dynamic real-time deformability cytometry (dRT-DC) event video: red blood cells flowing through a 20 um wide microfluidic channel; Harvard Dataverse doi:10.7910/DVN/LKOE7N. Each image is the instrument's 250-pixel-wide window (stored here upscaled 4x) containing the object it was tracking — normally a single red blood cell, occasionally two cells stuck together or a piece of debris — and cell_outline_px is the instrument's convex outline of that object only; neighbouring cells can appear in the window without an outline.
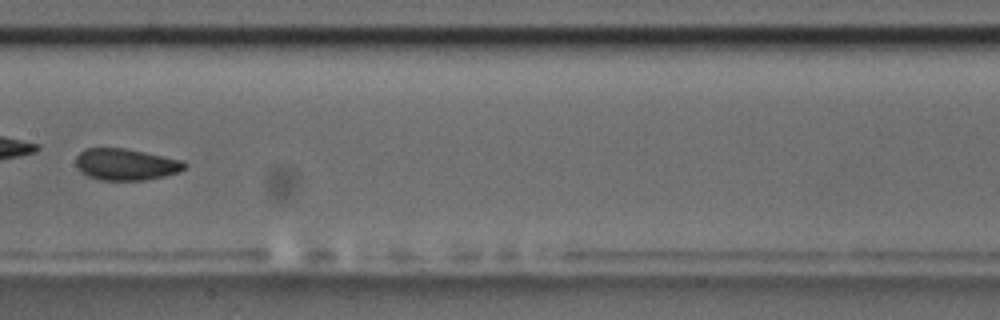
{"species": "common noctule bat (a hibernating species)", "species_latin": "Nyctalus noctula", "temperature_condition": "room temperature", "stored_images_in_passage": 11, "camera_frame_rate_fps": 3000, "um_per_image_px": 0.085, "animal": {"sex": "male", "body_mass_g": 17.5, "forearm_length_mm": 52.3}, "frame": {"image": 1, "passage_image": 8, "time_ms": 9.0, "image_size_px": [1000, 320], "cell_outline_px": [[188, 164], [180, 172], [164, 176], [144, 180], [100, 180], [88, 176], [80, 172], [76, 168], [76, 156], [84, 148], [124, 148], [184, 160]], "centroid_in_image_um": [10.69, 13.97], "position_along_channel_um": 196.7, "area_um2": 20.17}}
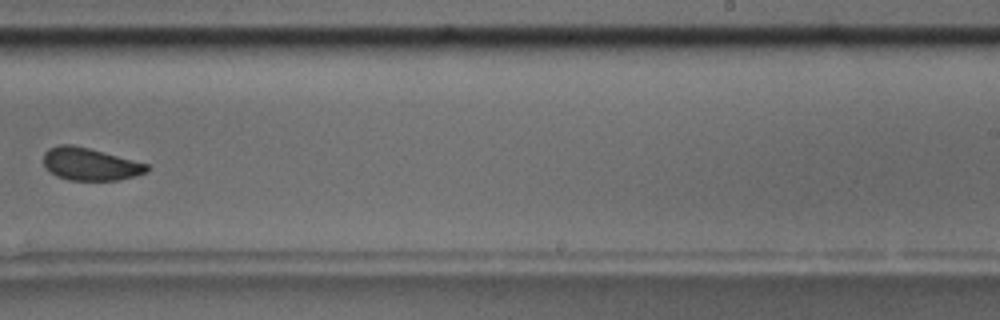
{"frame": {"image": 2, "passage_image": 10, "time_ms": 11.333, "image_size_px": [1000, 320], "cell_outline_px": [[152, 168], [148, 172], [136, 176], [116, 180], [68, 180], [56, 176], [44, 168], [44, 152], [48, 148], [56, 144], [72, 144], [104, 152], [148, 164]], "centroid_in_image_um": [7.65, 13.95], "position_along_channel_um": 281.4, "area_um2": 19.83}}